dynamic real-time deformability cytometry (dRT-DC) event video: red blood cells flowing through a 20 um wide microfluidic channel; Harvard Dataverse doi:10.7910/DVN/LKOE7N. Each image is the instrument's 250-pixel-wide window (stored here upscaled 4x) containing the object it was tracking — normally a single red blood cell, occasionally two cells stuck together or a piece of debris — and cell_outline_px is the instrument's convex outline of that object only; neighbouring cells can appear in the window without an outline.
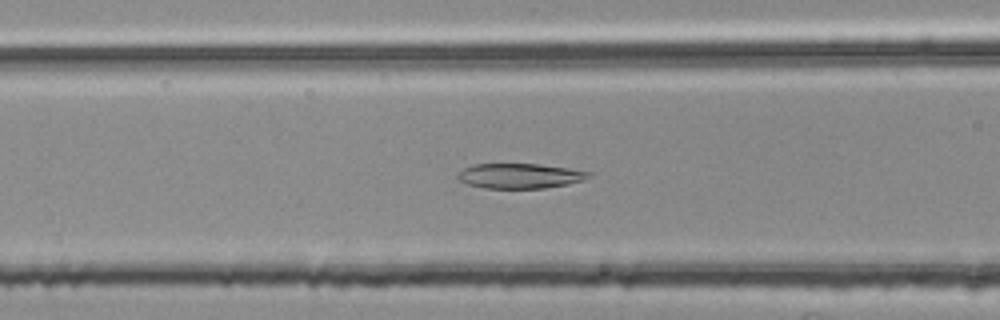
{"species": "common noctule bat (a hibernating species)", "species_latin": "Nyctalus noctula", "temperature_condition": "room temperature", "stored_images_in_passage": 39, "camera_frame_rate_fps": 3000, "um_per_image_px": 0.085, "animal": {"sex": "female", "body_mass_g": 25.1}, "frame": {"image": 1, "passage_image": 7, "time_ms": 2.0, "image_size_px": [1000, 320], "cell_outline_px": [[592, 176], [584, 180], [568, 184], [544, 188], [484, 188], [468, 184], [456, 180], [456, 172], [472, 164], [540, 164], [592, 172]], "centroid_in_image_um": [44.15, 14.95], "position_along_channel_um": 122.5, "area_um2": 19.25}}
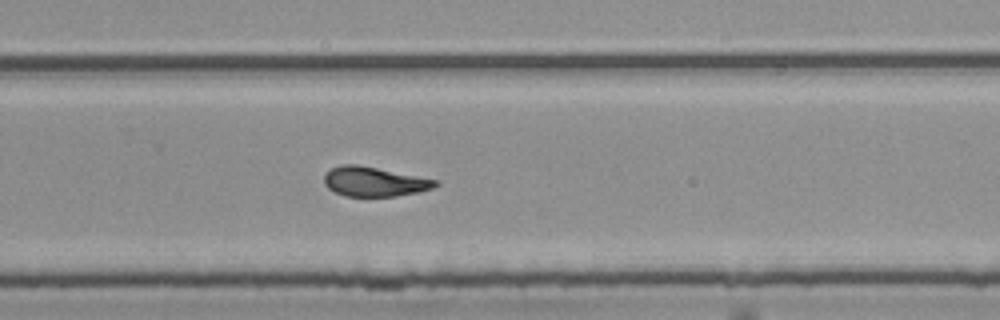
{"frame": {"image": 2, "passage_image": 21, "time_ms": 6.667, "image_size_px": [1000, 320], "cell_outline_px": [[440, 184], [432, 188], [416, 192], [396, 196], [344, 196], [328, 188], [324, 184], [324, 176], [332, 168], [340, 164], [356, 164], [440, 180]], "centroid_in_image_um": [31.82, 15.43], "position_along_channel_um": 298.0, "area_um2": 19.07}}
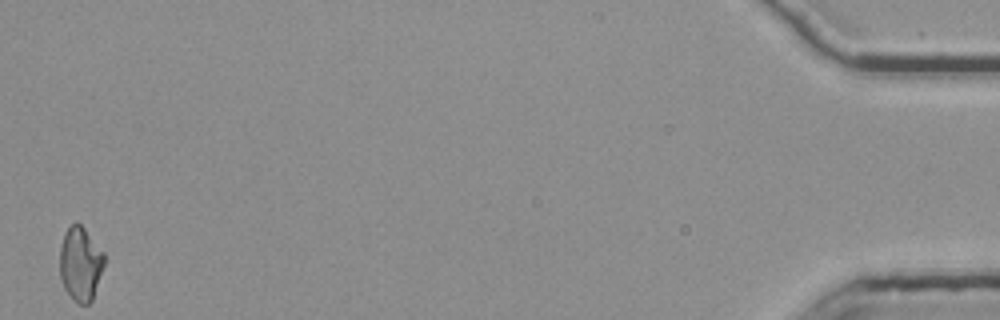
{"frame": {"image": 3, "passage_image": 39, "time_ms": 12.667, "image_size_px": [1000, 320], "cell_outline_px": [[104, 264], [92, 300], [88, 304], [80, 304], [64, 288], [60, 276], [60, 244], [64, 232], [72, 224], [80, 224], [84, 228], [104, 252]], "centroid_in_image_um": [6.83, 22.4], "position_along_channel_um": 428.4, "area_um2": 18.9}, "authors_computed_cell_mechanics": {"area_um2": 19.363, "velocity_mm_per_s": 3.765, "shape_relaxation_time_tau1_ms": null, "shape_relaxation_time_tau2_ms": 3.5673, "deformation_change_tau1": null, "deformation_change_tau2": 0.1181}}